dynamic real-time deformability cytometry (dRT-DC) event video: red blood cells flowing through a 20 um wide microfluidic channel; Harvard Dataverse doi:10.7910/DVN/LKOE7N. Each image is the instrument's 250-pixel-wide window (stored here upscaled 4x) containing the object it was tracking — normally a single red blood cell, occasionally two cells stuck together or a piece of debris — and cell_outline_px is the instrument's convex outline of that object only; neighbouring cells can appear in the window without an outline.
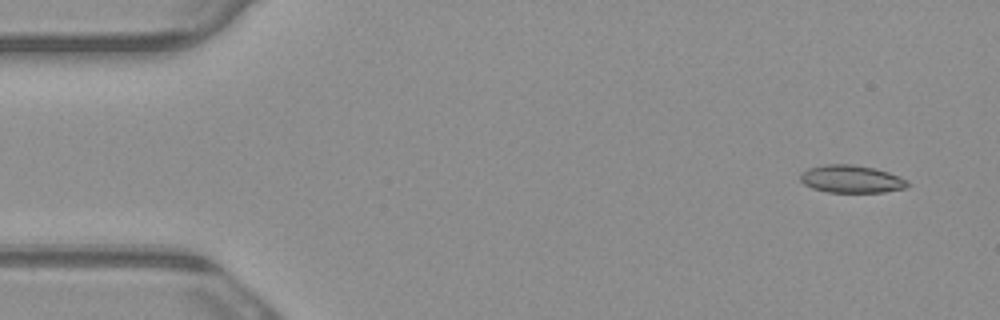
{"species": "common noctule bat (a hibernating species)", "species_latin": "Nyctalus noctula", "temperature_condition": "warm", "stored_images_in_passage": 5, "camera_frame_rate_fps": 3000, "um_per_image_px": 0.085, "animal": {"sex": "male", "body_mass_g": 23.1, "forearm_length_mm": 52.7}, "frame": {"image": 1, "passage_image": 1, "time_ms": 0.0, "image_size_px": [1000, 320], "cell_outline_px": [[908, 184], [904, 188], [884, 192], [828, 192], [812, 188], [804, 184], [800, 180], [800, 172], [808, 168], [824, 164], [852, 164], [872, 168], [888, 172], [908, 180]], "centroid_in_image_um": [72.32, 15.21], "position_along_channel_um": 12.7, "area_um2": 17.22}}
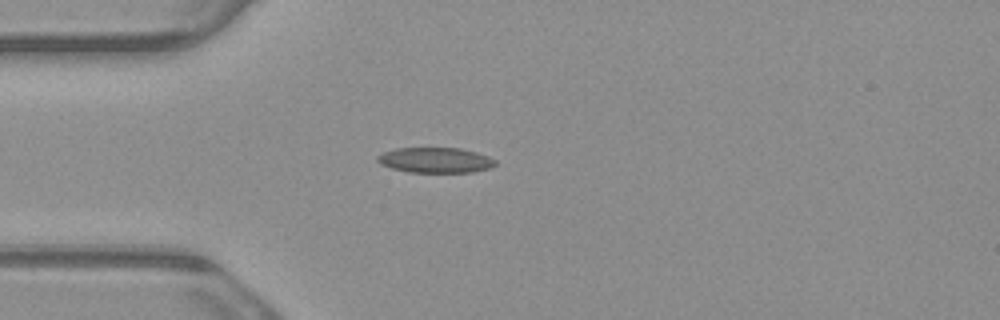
{"frame": {"image": 2, "passage_image": 4, "time_ms": 1.0, "image_size_px": [1000, 320], "cell_outline_px": [[496, 164], [492, 168], [472, 172], [408, 172], [392, 168], [380, 164], [376, 160], [376, 156], [384, 152], [396, 148], [460, 148], [476, 152], [488, 156], [496, 160]], "centroid_in_image_um": [37.02, 13.61], "position_along_channel_um": 48.0, "area_um2": 17.46}}